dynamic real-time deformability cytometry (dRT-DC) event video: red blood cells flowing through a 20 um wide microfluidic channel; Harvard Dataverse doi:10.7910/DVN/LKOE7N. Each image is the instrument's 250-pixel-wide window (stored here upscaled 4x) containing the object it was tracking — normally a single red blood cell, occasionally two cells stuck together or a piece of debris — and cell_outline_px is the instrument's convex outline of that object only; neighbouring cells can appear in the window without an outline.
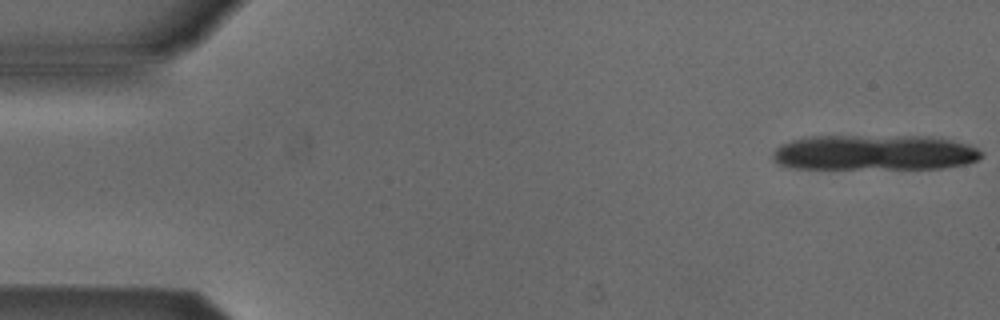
{"species": "Egyptian fruit bat (a non-hibernating species)", "species_latin": "Rousettus aegyptiacus", "temperature_condition": "cold", "stored_images_in_passage": 10, "camera_frame_rate_fps": 3000, "um_per_image_px": 0.085, "animal": {"sex": "male"}, "frame": {"image": 1, "passage_image": 1, "time_ms": 0.0, "image_size_px": [1000, 320], "cell_outline_px": [[984, 156], [976, 160], [964, 164], [944, 168], [792, 168], [780, 164], [772, 160], [772, 152], [780, 144], [792, 140], [808, 136], [932, 136], [952, 140], [968, 144], [984, 152]], "centroid_in_image_um": [74.33, 12.96], "position_along_channel_um": 10.7, "area_um2": 43.29}}